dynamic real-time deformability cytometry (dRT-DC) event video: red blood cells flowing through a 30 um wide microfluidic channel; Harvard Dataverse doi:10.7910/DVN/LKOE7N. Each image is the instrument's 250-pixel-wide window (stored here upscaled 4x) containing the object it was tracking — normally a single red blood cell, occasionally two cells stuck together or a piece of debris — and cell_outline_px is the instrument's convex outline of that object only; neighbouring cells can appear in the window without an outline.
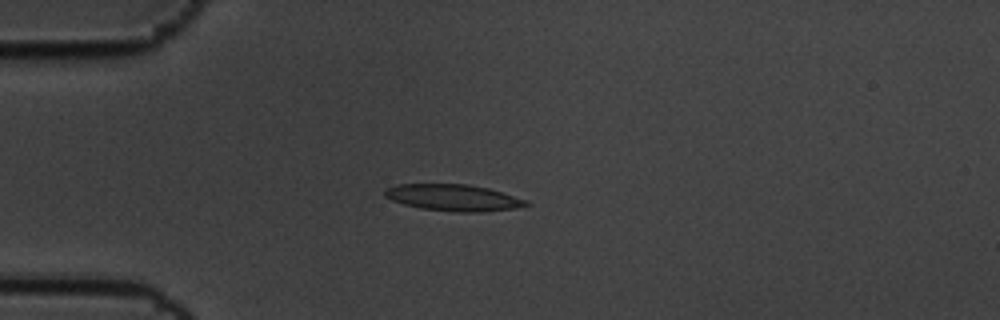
{"species": "common noctule bat (a hibernating species)", "species_latin": "Nyctalus noctula", "temperature_condition": "cold", "stored_images_in_passage": 5, "camera_frame_rate_fps": 3000, "um_per_image_px": 0.085, "animal": {"sex": "male", "body_mass_g": 19.5, "forearm_length_mm": 54.6}, "frame": {"image": 1, "passage_image": 1, "time_ms": 0.0, "image_size_px": [1000, 320], "cell_outline_px": [[532, 204], [516, 208], [484, 212], [456, 212], [420, 208], [404, 204], [392, 200], [384, 196], [384, 192], [388, 188], [396, 184], [468, 184], [488, 188], [528, 200]], "centroid_in_image_um": [38.57, 16.8], "position_along_channel_um": 46.4, "area_um2": 21.91}}
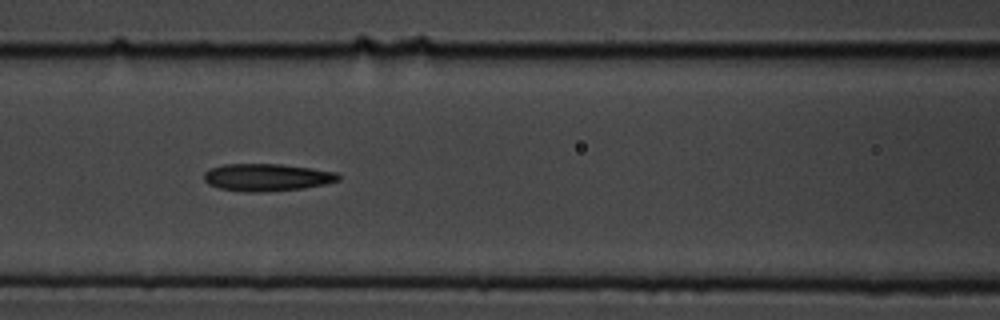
{"frame": {"image": 2, "passage_image": 4, "time_ms": 1.0, "image_size_px": [1000, 320], "cell_outline_px": [[340, 180], [324, 184], [304, 188], [264, 192], [248, 192], [220, 188], [208, 184], [204, 180], [204, 172], [208, 168], [224, 164], [280, 164], [312, 168], [336, 172], [340, 176]], "centroid_in_image_um": [22.67, 15.07], "position_along_channel_um": 143.9, "area_um2": 21.5}}
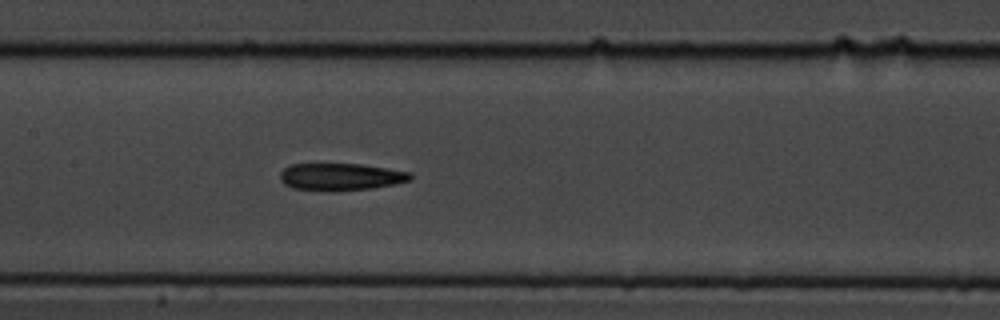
{"frame": {"image": 3, "passage_image": 5, "time_ms": 1.333, "image_size_px": [1000, 320], "cell_outline_px": [[412, 176], [408, 180], [392, 184], [372, 188], [332, 192], [292, 188], [284, 184], [280, 180], [280, 172], [284, 168], [292, 164], [360, 164], [388, 168], [412, 172]], "centroid_in_image_um": [28.92, 15.03], "position_along_channel_um": 178.5, "area_um2": 20.75}}